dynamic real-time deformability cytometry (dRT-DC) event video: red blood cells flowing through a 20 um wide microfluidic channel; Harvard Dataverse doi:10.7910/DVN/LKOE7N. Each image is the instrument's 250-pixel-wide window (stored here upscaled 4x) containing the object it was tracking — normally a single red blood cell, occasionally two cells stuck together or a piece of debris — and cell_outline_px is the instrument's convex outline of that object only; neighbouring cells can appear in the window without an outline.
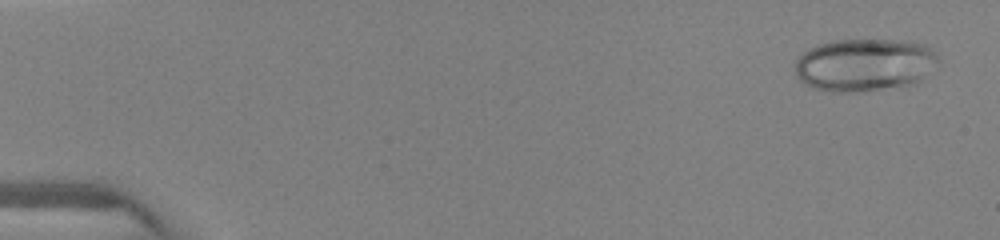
{"species": "human", "species_latin": "Homo sapiens", "temperature_condition": "warm", "stored_images_in_passage": 8, "camera_frame_rate_fps": 3000, "um_per_image_px": 0.085, "donor": {"sex": "female"}, "frame": {"image": 1, "passage_image": 1, "time_ms": 0.0, "image_size_px": [1000, 240], "cell_outline_px": [[940, 60], [916, 84], [860, 92], [832, 92], [812, 88], [800, 80], [796, 76], [796, 60], [804, 52], [820, 44], [836, 40], [912, 40], [928, 44], [936, 52]], "centroid_in_image_um": [73.54, 5.51], "position_along_channel_um": 11.5, "area_um2": 44.39}}
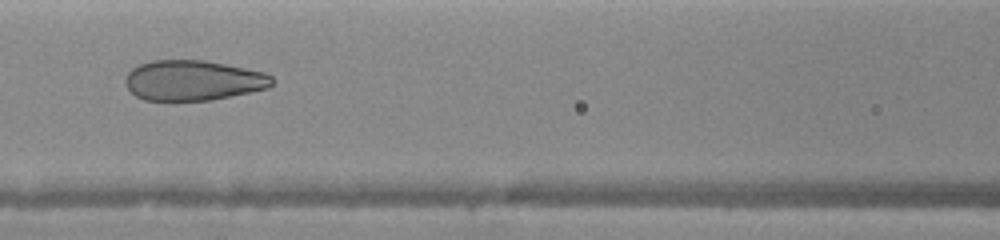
{"frame": {"image": 2, "passage_image": 7, "time_ms": 6.333, "image_size_px": [1000, 240], "cell_outline_px": [[276, 84], [268, 88], [212, 100], [144, 100], [136, 96], [128, 88], [124, 80], [128, 72], [132, 68], [140, 64], [152, 60], [204, 60], [264, 72], [272, 76], [276, 80]], "centroid_in_image_um": [16.44, 6.83], "position_along_channel_um": 150.2, "area_um2": 34.45}}
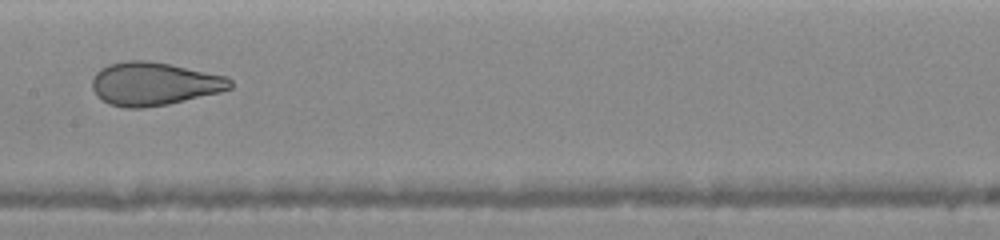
{"frame": {"image": 3, "passage_image": 8, "time_ms": 7.333, "image_size_px": [1000, 240], "cell_outline_px": [[232, 88], [220, 92], [168, 104], [144, 108], [124, 108], [108, 104], [96, 96], [92, 88], [92, 80], [96, 72], [100, 68], [108, 64], [128, 60], [148, 60], [228, 76], [232, 80]], "centroid_in_image_um": [13.07, 7.13], "position_along_channel_um": 194.3, "area_um2": 34.97}}